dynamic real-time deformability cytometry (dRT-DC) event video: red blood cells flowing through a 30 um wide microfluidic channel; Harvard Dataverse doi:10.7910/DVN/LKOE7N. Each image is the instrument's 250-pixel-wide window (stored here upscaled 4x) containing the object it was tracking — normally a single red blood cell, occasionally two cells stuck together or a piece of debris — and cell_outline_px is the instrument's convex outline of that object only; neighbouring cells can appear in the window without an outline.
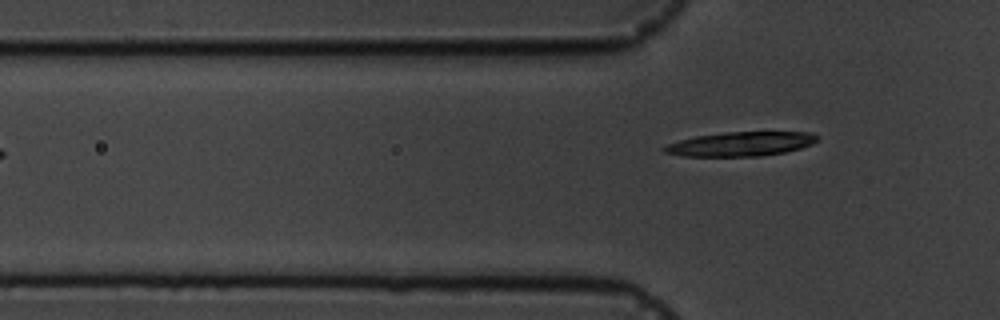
{"species": "common noctule bat (a hibernating species)", "species_latin": "Nyctalus noctula", "temperature_condition": "cold", "stored_images_in_passage": 6, "camera_frame_rate_fps": 3000, "um_per_image_px": 0.085, "animal": {"sex": "male", "body_mass_g": 19.5, "forearm_length_mm": 54.6}, "frame": {"image": 1, "passage_image": 6, "time_ms": 6.667, "image_size_px": [1000, 320], "cell_outline_px": [[820, 140], [812, 144], [800, 148], [784, 152], [760, 156], [684, 156], [664, 152], [660, 148], [668, 144], [680, 140], [696, 136], [724, 132], [812, 132], [820, 136]], "centroid_in_image_um": [63.0, 12.23], "position_along_channel_um": 62.8, "area_um2": 21.68}}